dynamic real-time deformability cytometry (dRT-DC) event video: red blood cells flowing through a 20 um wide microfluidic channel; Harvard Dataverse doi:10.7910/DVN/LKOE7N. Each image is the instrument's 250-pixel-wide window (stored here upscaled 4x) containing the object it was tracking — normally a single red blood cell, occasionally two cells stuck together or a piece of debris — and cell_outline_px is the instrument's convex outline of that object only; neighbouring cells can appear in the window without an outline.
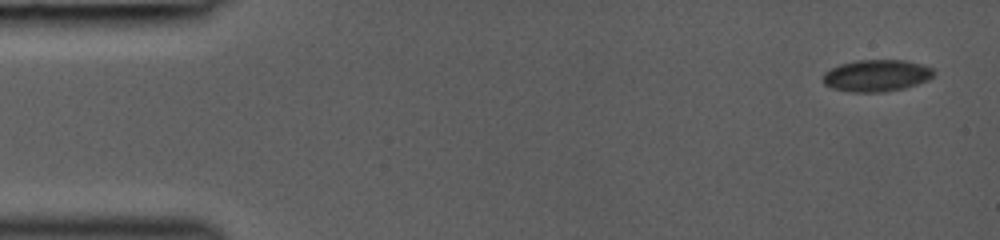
{"species": "common noctule bat (a hibernating species)", "species_latin": "Nyctalus noctula", "temperature_condition": "room temperature", "stored_images_in_passage": 44, "camera_frame_rate_fps": 3000, "um_per_image_px": 0.085, "animal": {"sex": "female", "body_mass_g": 19.0, "forearm_length_mm": 53.3}, "frame": {"image": 1, "passage_image": 1, "time_ms": 0.0, "image_size_px": [1000, 240], "cell_outline_px": [[936, 72], [928, 80], [904, 88], [884, 92], [848, 92], [832, 88], [824, 84], [824, 72], [840, 64], [856, 60], [904, 60], [924, 64], [932, 68]], "centroid_in_image_um": [74.52, 6.42], "position_along_channel_um": 10.5, "area_um2": 20.63}}
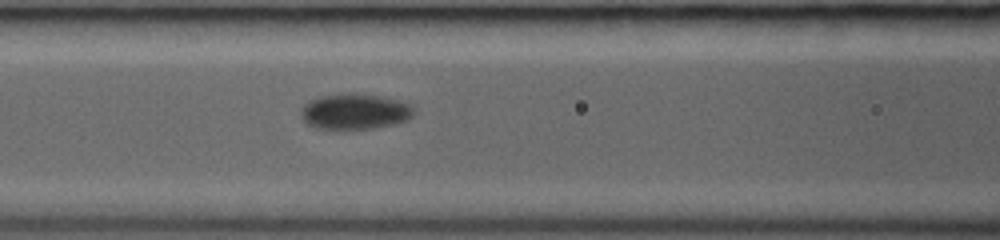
{"frame": {"image": 2, "passage_image": 19, "time_ms": 6.0, "image_size_px": [1000, 240], "cell_outline_px": [[416, 112], [408, 120], [392, 124], [372, 128], [316, 128], [308, 124], [300, 116], [300, 108], [308, 100], [320, 96], [352, 92], [380, 96], [412, 104]], "centroid_in_image_um": [30.15, 9.45], "position_along_channel_um": 136.4, "area_um2": 23.52}}
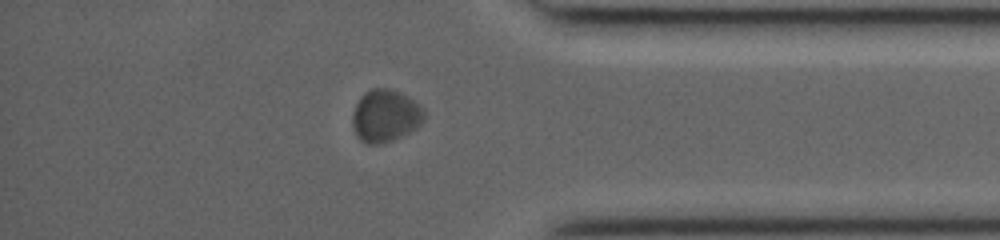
{"frame": {"image": 3, "passage_image": 38, "time_ms": 12.333, "image_size_px": [1000, 240], "cell_outline_px": [[424, 120], [416, 128], [392, 140], [380, 144], [368, 144], [360, 140], [356, 136], [352, 124], [352, 116], [356, 104], [360, 96], [364, 92], [372, 88], [388, 88], [400, 92], [408, 96], [420, 104], [424, 108]], "centroid_in_image_um": [32.75, 9.83], "position_along_channel_um": 402.5, "area_um2": 22.02}}